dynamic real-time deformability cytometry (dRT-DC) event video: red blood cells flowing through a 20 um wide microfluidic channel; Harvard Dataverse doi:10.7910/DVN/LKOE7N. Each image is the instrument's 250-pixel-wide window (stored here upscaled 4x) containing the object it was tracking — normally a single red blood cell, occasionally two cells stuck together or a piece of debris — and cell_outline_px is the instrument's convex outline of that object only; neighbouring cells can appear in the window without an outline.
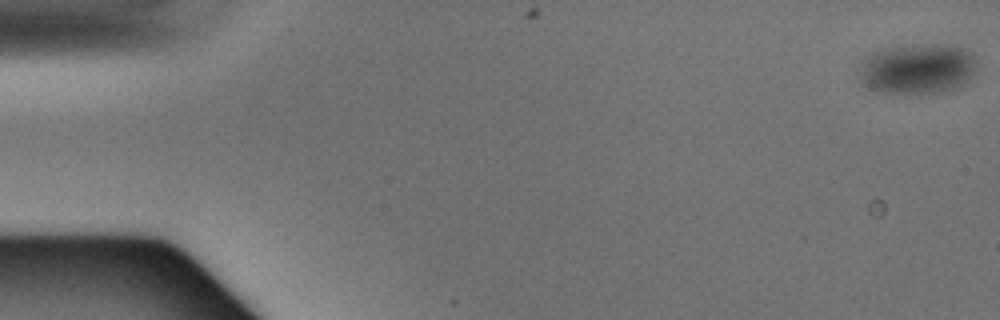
{"species": "Egyptian fruit bat (a non-hibernating species)", "species_latin": "Rousettus aegyptiacus", "temperature_condition": "warm", "stored_images_in_passage": 48, "camera_frame_rate_fps": 3000, "um_per_image_px": 0.085, "animal": {"sex": "male"}, "frame": {"image": 1, "passage_image": 1, "time_ms": 0.0, "image_size_px": [1000, 320], "cell_outline_px": [[976, 64], [968, 80], [964, 84], [956, 88], [940, 92], [884, 92], [872, 88], [864, 84], [860, 80], [860, 72], [864, 60], [872, 52], [884, 48], [932, 44], [936, 44], [964, 48], [972, 52], [976, 56]], "centroid_in_image_um": [78.02, 5.83], "position_along_channel_um": 7.0, "area_um2": 33.81}}
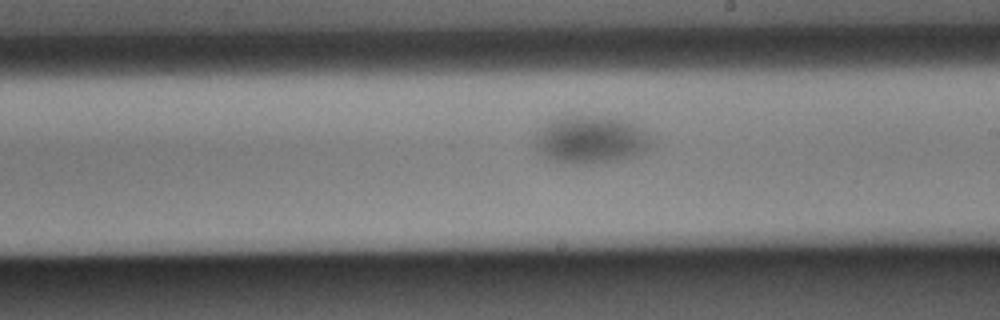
{"frame": {"image": 2, "passage_image": 28, "time_ms": 9.0, "image_size_px": [1000, 320], "cell_outline_px": [[648, 144], [640, 152], [632, 156], [620, 160], [596, 164], [576, 164], [548, 160], [532, 144], [536, 132], [540, 128], [556, 116], [600, 116], [632, 120], [644, 128], [648, 140]], "centroid_in_image_um": [50.13, 11.86], "position_along_channel_um": 238.9, "area_um2": 32.66}}
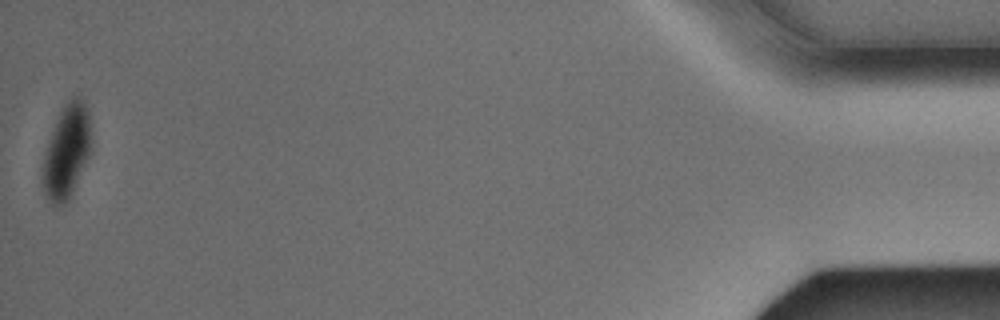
{"frame": {"image": 3, "passage_image": 48, "time_ms": 15.667, "image_size_px": [1000, 320], "cell_outline_px": [[88, 156], [68, 200], [60, 204], [52, 204], [44, 196], [40, 180], [40, 168], [44, 152], [48, 140], [60, 112], [68, 100], [72, 96], [80, 96], [88, 112]], "centroid_in_image_um": [5.56, 12.92], "position_along_channel_um": 429.6, "area_um2": 25.89}}